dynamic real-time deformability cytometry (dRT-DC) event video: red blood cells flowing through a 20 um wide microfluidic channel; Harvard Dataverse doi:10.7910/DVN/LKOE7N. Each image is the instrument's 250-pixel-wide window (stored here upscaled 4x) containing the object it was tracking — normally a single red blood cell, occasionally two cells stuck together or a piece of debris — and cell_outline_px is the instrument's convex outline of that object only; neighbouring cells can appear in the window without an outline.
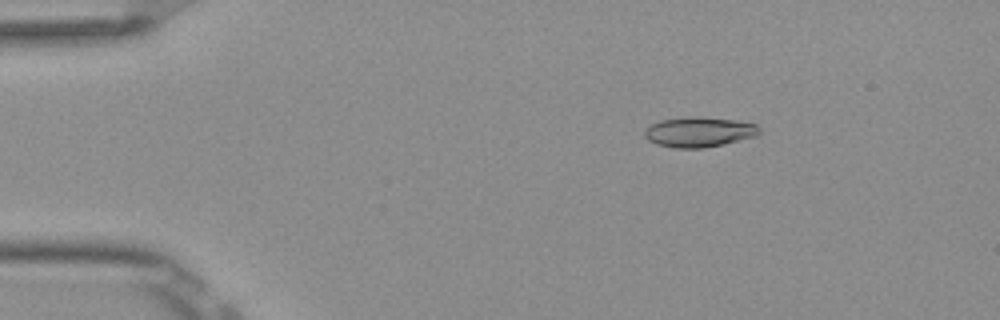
{"species": "Egyptian fruit bat (a non-hibernating species)", "species_latin": "Rousettus aegyptiacus", "temperature_condition": "room temperature", "stored_images_in_passage": 53, "camera_frame_rate_fps": 3000, "um_per_image_px": 0.085, "frame": {"image": 1, "passage_image": 9, "time_ms": 2.667, "image_size_px": [1000, 320], "cell_outline_px": [[760, 132], [756, 136], [724, 144], [704, 148], [676, 148], [656, 144], [648, 140], [644, 136], [644, 132], [652, 124], [660, 120], [700, 116], [732, 120], [756, 124], [760, 128]], "centroid_in_image_um": [59.43, 11.23], "position_along_channel_um": 25.6, "area_um2": 19.94}}
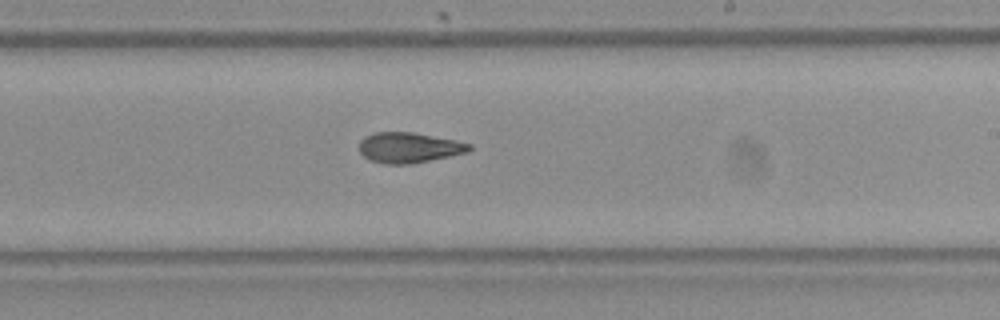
{"frame": {"image": 2, "passage_image": 32, "time_ms": 10.333, "image_size_px": [1000, 320], "cell_outline_px": [[472, 148], [468, 152], [412, 164], [384, 164], [368, 160], [360, 152], [360, 140], [364, 136], [372, 132], [412, 132], [456, 140], [472, 144]], "centroid_in_image_um": [34.75, 12.55], "position_along_channel_um": 254.3, "area_um2": 19.65}}
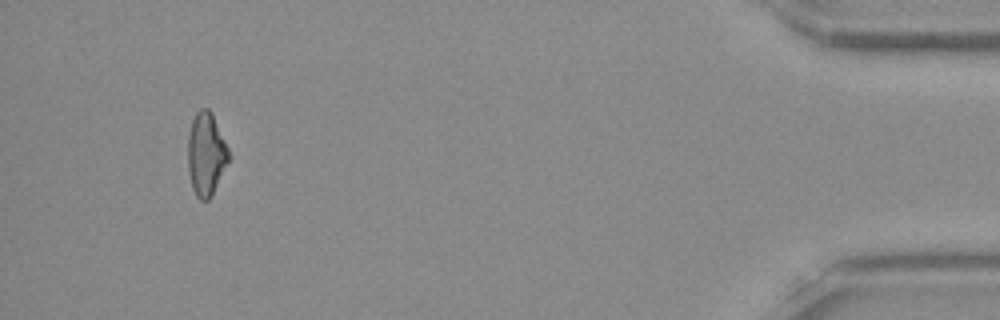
{"frame": {"image": 3, "passage_image": 50, "time_ms": 16.333, "image_size_px": [1000, 320], "cell_outline_px": [[228, 160], [212, 196], [208, 200], [200, 200], [196, 196], [192, 188], [188, 172], [188, 136], [192, 120], [196, 112], [200, 108], [208, 108], [212, 112], [228, 148]], "centroid_in_image_um": [17.49, 13.09], "position_along_channel_um": 417.7, "area_um2": 19.65}, "authors_computed_cell_mechanics": {"area_um2": 19.7098, "velocity_mm_per_s": 3.8951, "shape_relaxation_time_tau1_ms": null, "shape_relaxation_time_tau2_ms": 2.5741, "deformation_change_tau1": null, "deformation_change_tau2": 0.0941}}